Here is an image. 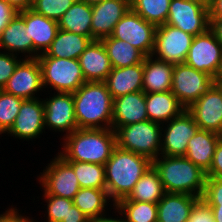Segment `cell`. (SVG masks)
Instances as JSON below:
<instances>
[{"instance_id": "6da1fadb", "label": "cell", "mask_w": 222, "mask_h": 222, "mask_svg": "<svg viewBox=\"0 0 222 222\" xmlns=\"http://www.w3.org/2000/svg\"><path fill=\"white\" fill-rule=\"evenodd\" d=\"M104 166L106 190L113 202L112 207H115L120 200L129 196L134 185L152 166V161L116 146Z\"/></svg>"}, {"instance_id": "7a4b0ae2", "label": "cell", "mask_w": 222, "mask_h": 222, "mask_svg": "<svg viewBox=\"0 0 222 222\" xmlns=\"http://www.w3.org/2000/svg\"><path fill=\"white\" fill-rule=\"evenodd\" d=\"M62 146L58 154L65 161L105 165L116 147V136L112 128L76 129L63 137Z\"/></svg>"}, {"instance_id": "3957f363", "label": "cell", "mask_w": 222, "mask_h": 222, "mask_svg": "<svg viewBox=\"0 0 222 222\" xmlns=\"http://www.w3.org/2000/svg\"><path fill=\"white\" fill-rule=\"evenodd\" d=\"M72 94L78 129L112 128L113 99L104 82H85Z\"/></svg>"}, {"instance_id": "277c9868", "label": "cell", "mask_w": 222, "mask_h": 222, "mask_svg": "<svg viewBox=\"0 0 222 222\" xmlns=\"http://www.w3.org/2000/svg\"><path fill=\"white\" fill-rule=\"evenodd\" d=\"M167 193H184L203 197L206 185V172L185 156L159 155L152 161Z\"/></svg>"}, {"instance_id": "5b68a950", "label": "cell", "mask_w": 222, "mask_h": 222, "mask_svg": "<svg viewBox=\"0 0 222 222\" xmlns=\"http://www.w3.org/2000/svg\"><path fill=\"white\" fill-rule=\"evenodd\" d=\"M116 146L155 160L161 152L162 125L146 120L114 130Z\"/></svg>"}, {"instance_id": "8992f818", "label": "cell", "mask_w": 222, "mask_h": 222, "mask_svg": "<svg viewBox=\"0 0 222 222\" xmlns=\"http://www.w3.org/2000/svg\"><path fill=\"white\" fill-rule=\"evenodd\" d=\"M42 71L44 88L55 92L77 91L85 82L81 66L77 59L37 57Z\"/></svg>"}, {"instance_id": "52a82bcc", "label": "cell", "mask_w": 222, "mask_h": 222, "mask_svg": "<svg viewBox=\"0 0 222 222\" xmlns=\"http://www.w3.org/2000/svg\"><path fill=\"white\" fill-rule=\"evenodd\" d=\"M214 85V77L209 74L198 71L186 63L174 64L171 92L186 109Z\"/></svg>"}, {"instance_id": "ba28073f", "label": "cell", "mask_w": 222, "mask_h": 222, "mask_svg": "<svg viewBox=\"0 0 222 222\" xmlns=\"http://www.w3.org/2000/svg\"><path fill=\"white\" fill-rule=\"evenodd\" d=\"M165 24L193 36L200 35L210 27L209 8L198 0H171Z\"/></svg>"}, {"instance_id": "9c48e42d", "label": "cell", "mask_w": 222, "mask_h": 222, "mask_svg": "<svg viewBox=\"0 0 222 222\" xmlns=\"http://www.w3.org/2000/svg\"><path fill=\"white\" fill-rule=\"evenodd\" d=\"M194 36L174 26H156L151 56L172 64L185 63Z\"/></svg>"}, {"instance_id": "30bf717a", "label": "cell", "mask_w": 222, "mask_h": 222, "mask_svg": "<svg viewBox=\"0 0 222 222\" xmlns=\"http://www.w3.org/2000/svg\"><path fill=\"white\" fill-rule=\"evenodd\" d=\"M47 164L43 172L37 176L42 185L43 195H55L74 199L80 185L73 168L57 153Z\"/></svg>"}, {"instance_id": "8fae6325", "label": "cell", "mask_w": 222, "mask_h": 222, "mask_svg": "<svg viewBox=\"0 0 222 222\" xmlns=\"http://www.w3.org/2000/svg\"><path fill=\"white\" fill-rule=\"evenodd\" d=\"M199 129L193 115L185 109L179 116L162 125L160 155L185 156L190 138Z\"/></svg>"}, {"instance_id": "7c38bea8", "label": "cell", "mask_w": 222, "mask_h": 222, "mask_svg": "<svg viewBox=\"0 0 222 222\" xmlns=\"http://www.w3.org/2000/svg\"><path fill=\"white\" fill-rule=\"evenodd\" d=\"M155 32L154 24L130 9L115 25L111 37L127 41L145 56H150L154 47Z\"/></svg>"}, {"instance_id": "4fadbf2b", "label": "cell", "mask_w": 222, "mask_h": 222, "mask_svg": "<svg viewBox=\"0 0 222 222\" xmlns=\"http://www.w3.org/2000/svg\"><path fill=\"white\" fill-rule=\"evenodd\" d=\"M221 60L222 45L210 29L194 36L185 60L187 65L215 77Z\"/></svg>"}, {"instance_id": "5bb4252c", "label": "cell", "mask_w": 222, "mask_h": 222, "mask_svg": "<svg viewBox=\"0 0 222 222\" xmlns=\"http://www.w3.org/2000/svg\"><path fill=\"white\" fill-rule=\"evenodd\" d=\"M52 96H49V99L47 97L46 99H42L44 103L45 129L49 128L55 132H65L64 137L78 129L73 94L54 91Z\"/></svg>"}, {"instance_id": "9a60e30c", "label": "cell", "mask_w": 222, "mask_h": 222, "mask_svg": "<svg viewBox=\"0 0 222 222\" xmlns=\"http://www.w3.org/2000/svg\"><path fill=\"white\" fill-rule=\"evenodd\" d=\"M42 71L38 58L22 59L14 74L2 90L23 99L39 98L37 92L43 91Z\"/></svg>"}, {"instance_id": "2e32d148", "label": "cell", "mask_w": 222, "mask_h": 222, "mask_svg": "<svg viewBox=\"0 0 222 222\" xmlns=\"http://www.w3.org/2000/svg\"><path fill=\"white\" fill-rule=\"evenodd\" d=\"M41 98L25 99L22 102L19 113L13 126L6 133L19 140L33 141L45 132L44 103Z\"/></svg>"}, {"instance_id": "e0dca14e", "label": "cell", "mask_w": 222, "mask_h": 222, "mask_svg": "<svg viewBox=\"0 0 222 222\" xmlns=\"http://www.w3.org/2000/svg\"><path fill=\"white\" fill-rule=\"evenodd\" d=\"M202 130L222 133V91L214 85L187 109Z\"/></svg>"}, {"instance_id": "ac0fdd59", "label": "cell", "mask_w": 222, "mask_h": 222, "mask_svg": "<svg viewBox=\"0 0 222 222\" xmlns=\"http://www.w3.org/2000/svg\"><path fill=\"white\" fill-rule=\"evenodd\" d=\"M131 9L130 0H103L92 6V40L111 36L115 25Z\"/></svg>"}, {"instance_id": "d6986e66", "label": "cell", "mask_w": 222, "mask_h": 222, "mask_svg": "<svg viewBox=\"0 0 222 222\" xmlns=\"http://www.w3.org/2000/svg\"><path fill=\"white\" fill-rule=\"evenodd\" d=\"M18 14L25 20V27L33 41V58H37L46 52L56 37L59 30L58 21L38 14L32 9L19 11Z\"/></svg>"}, {"instance_id": "ffe728a7", "label": "cell", "mask_w": 222, "mask_h": 222, "mask_svg": "<svg viewBox=\"0 0 222 222\" xmlns=\"http://www.w3.org/2000/svg\"><path fill=\"white\" fill-rule=\"evenodd\" d=\"M112 129L148 120L145 93L132 92L113 99Z\"/></svg>"}, {"instance_id": "44dd1931", "label": "cell", "mask_w": 222, "mask_h": 222, "mask_svg": "<svg viewBox=\"0 0 222 222\" xmlns=\"http://www.w3.org/2000/svg\"><path fill=\"white\" fill-rule=\"evenodd\" d=\"M86 82H104L112 70L101 40H92L78 58Z\"/></svg>"}, {"instance_id": "7402d4cb", "label": "cell", "mask_w": 222, "mask_h": 222, "mask_svg": "<svg viewBox=\"0 0 222 222\" xmlns=\"http://www.w3.org/2000/svg\"><path fill=\"white\" fill-rule=\"evenodd\" d=\"M0 50L17 56L22 53L25 59H33V41L25 27V20L18 13L0 36Z\"/></svg>"}, {"instance_id": "603a6c76", "label": "cell", "mask_w": 222, "mask_h": 222, "mask_svg": "<svg viewBox=\"0 0 222 222\" xmlns=\"http://www.w3.org/2000/svg\"><path fill=\"white\" fill-rule=\"evenodd\" d=\"M104 83L112 99L143 91V62L123 68H112Z\"/></svg>"}, {"instance_id": "cb8c5ba5", "label": "cell", "mask_w": 222, "mask_h": 222, "mask_svg": "<svg viewBox=\"0 0 222 222\" xmlns=\"http://www.w3.org/2000/svg\"><path fill=\"white\" fill-rule=\"evenodd\" d=\"M174 64L146 56L143 60V92H168L172 90Z\"/></svg>"}, {"instance_id": "d4e9b609", "label": "cell", "mask_w": 222, "mask_h": 222, "mask_svg": "<svg viewBox=\"0 0 222 222\" xmlns=\"http://www.w3.org/2000/svg\"><path fill=\"white\" fill-rule=\"evenodd\" d=\"M199 197L184 193H165L157 203V222H187Z\"/></svg>"}, {"instance_id": "484cf974", "label": "cell", "mask_w": 222, "mask_h": 222, "mask_svg": "<svg viewBox=\"0 0 222 222\" xmlns=\"http://www.w3.org/2000/svg\"><path fill=\"white\" fill-rule=\"evenodd\" d=\"M145 101L148 120L161 125L186 109L171 91L145 93Z\"/></svg>"}, {"instance_id": "4316f807", "label": "cell", "mask_w": 222, "mask_h": 222, "mask_svg": "<svg viewBox=\"0 0 222 222\" xmlns=\"http://www.w3.org/2000/svg\"><path fill=\"white\" fill-rule=\"evenodd\" d=\"M220 140V134L199 129L190 138L185 157L207 172L212 164L215 148Z\"/></svg>"}, {"instance_id": "83f0119b", "label": "cell", "mask_w": 222, "mask_h": 222, "mask_svg": "<svg viewBox=\"0 0 222 222\" xmlns=\"http://www.w3.org/2000/svg\"><path fill=\"white\" fill-rule=\"evenodd\" d=\"M91 41L90 37L59 29L50 47L38 57L78 60Z\"/></svg>"}, {"instance_id": "f1b7e54d", "label": "cell", "mask_w": 222, "mask_h": 222, "mask_svg": "<svg viewBox=\"0 0 222 222\" xmlns=\"http://www.w3.org/2000/svg\"><path fill=\"white\" fill-rule=\"evenodd\" d=\"M91 21L92 6L82 1H75L58 20V26L61 30L84 35L92 39Z\"/></svg>"}, {"instance_id": "f546056e", "label": "cell", "mask_w": 222, "mask_h": 222, "mask_svg": "<svg viewBox=\"0 0 222 222\" xmlns=\"http://www.w3.org/2000/svg\"><path fill=\"white\" fill-rule=\"evenodd\" d=\"M110 58L112 68H123L142 63L146 57L140 50L129 42L111 36L101 40Z\"/></svg>"}, {"instance_id": "4dcf8cb0", "label": "cell", "mask_w": 222, "mask_h": 222, "mask_svg": "<svg viewBox=\"0 0 222 222\" xmlns=\"http://www.w3.org/2000/svg\"><path fill=\"white\" fill-rule=\"evenodd\" d=\"M47 203L44 222H89L90 219L74 205L73 200L55 195H43Z\"/></svg>"}, {"instance_id": "1f68e13d", "label": "cell", "mask_w": 222, "mask_h": 222, "mask_svg": "<svg viewBox=\"0 0 222 222\" xmlns=\"http://www.w3.org/2000/svg\"><path fill=\"white\" fill-rule=\"evenodd\" d=\"M165 193L158 172L151 166L134 185L127 199L131 201L158 203Z\"/></svg>"}, {"instance_id": "d6a6232c", "label": "cell", "mask_w": 222, "mask_h": 222, "mask_svg": "<svg viewBox=\"0 0 222 222\" xmlns=\"http://www.w3.org/2000/svg\"><path fill=\"white\" fill-rule=\"evenodd\" d=\"M111 200L106 189L80 188L73 199L77 206L90 220L106 215L105 209Z\"/></svg>"}, {"instance_id": "836d02e7", "label": "cell", "mask_w": 222, "mask_h": 222, "mask_svg": "<svg viewBox=\"0 0 222 222\" xmlns=\"http://www.w3.org/2000/svg\"><path fill=\"white\" fill-rule=\"evenodd\" d=\"M111 209H115V213L122 214L127 222H157V203L131 201L124 198Z\"/></svg>"}, {"instance_id": "e575fe53", "label": "cell", "mask_w": 222, "mask_h": 222, "mask_svg": "<svg viewBox=\"0 0 222 222\" xmlns=\"http://www.w3.org/2000/svg\"><path fill=\"white\" fill-rule=\"evenodd\" d=\"M66 162L73 168L80 188L106 189L104 165L78 161Z\"/></svg>"}, {"instance_id": "d590c367", "label": "cell", "mask_w": 222, "mask_h": 222, "mask_svg": "<svg viewBox=\"0 0 222 222\" xmlns=\"http://www.w3.org/2000/svg\"><path fill=\"white\" fill-rule=\"evenodd\" d=\"M171 0H130L131 10L155 26L165 24Z\"/></svg>"}, {"instance_id": "8d00e7d4", "label": "cell", "mask_w": 222, "mask_h": 222, "mask_svg": "<svg viewBox=\"0 0 222 222\" xmlns=\"http://www.w3.org/2000/svg\"><path fill=\"white\" fill-rule=\"evenodd\" d=\"M24 100L0 90V135L6 134L13 126Z\"/></svg>"}, {"instance_id": "74e56055", "label": "cell", "mask_w": 222, "mask_h": 222, "mask_svg": "<svg viewBox=\"0 0 222 222\" xmlns=\"http://www.w3.org/2000/svg\"><path fill=\"white\" fill-rule=\"evenodd\" d=\"M74 2V0H33L31 9L38 14L58 21Z\"/></svg>"}, {"instance_id": "f35d334b", "label": "cell", "mask_w": 222, "mask_h": 222, "mask_svg": "<svg viewBox=\"0 0 222 222\" xmlns=\"http://www.w3.org/2000/svg\"><path fill=\"white\" fill-rule=\"evenodd\" d=\"M203 200L211 209L222 210V178H206Z\"/></svg>"}, {"instance_id": "ab89813d", "label": "cell", "mask_w": 222, "mask_h": 222, "mask_svg": "<svg viewBox=\"0 0 222 222\" xmlns=\"http://www.w3.org/2000/svg\"><path fill=\"white\" fill-rule=\"evenodd\" d=\"M11 53L0 50V90L4 88L8 79L14 74L18 63L23 59ZM19 58V59H18Z\"/></svg>"}, {"instance_id": "60d3db41", "label": "cell", "mask_w": 222, "mask_h": 222, "mask_svg": "<svg viewBox=\"0 0 222 222\" xmlns=\"http://www.w3.org/2000/svg\"><path fill=\"white\" fill-rule=\"evenodd\" d=\"M187 222H214L211 207L203 198L195 203Z\"/></svg>"}, {"instance_id": "b9f144b4", "label": "cell", "mask_w": 222, "mask_h": 222, "mask_svg": "<svg viewBox=\"0 0 222 222\" xmlns=\"http://www.w3.org/2000/svg\"><path fill=\"white\" fill-rule=\"evenodd\" d=\"M206 177L222 178V140H220L215 148L214 157Z\"/></svg>"}, {"instance_id": "7bdbcfd3", "label": "cell", "mask_w": 222, "mask_h": 222, "mask_svg": "<svg viewBox=\"0 0 222 222\" xmlns=\"http://www.w3.org/2000/svg\"><path fill=\"white\" fill-rule=\"evenodd\" d=\"M18 12L5 0H0V36Z\"/></svg>"}, {"instance_id": "ee69618b", "label": "cell", "mask_w": 222, "mask_h": 222, "mask_svg": "<svg viewBox=\"0 0 222 222\" xmlns=\"http://www.w3.org/2000/svg\"><path fill=\"white\" fill-rule=\"evenodd\" d=\"M0 222H32V218L19 214L17 207L13 208L12 205V207L0 214Z\"/></svg>"}, {"instance_id": "f6af8a7d", "label": "cell", "mask_w": 222, "mask_h": 222, "mask_svg": "<svg viewBox=\"0 0 222 222\" xmlns=\"http://www.w3.org/2000/svg\"><path fill=\"white\" fill-rule=\"evenodd\" d=\"M210 27L209 29L214 33L217 40L222 45V18H209Z\"/></svg>"}, {"instance_id": "bcb514c9", "label": "cell", "mask_w": 222, "mask_h": 222, "mask_svg": "<svg viewBox=\"0 0 222 222\" xmlns=\"http://www.w3.org/2000/svg\"><path fill=\"white\" fill-rule=\"evenodd\" d=\"M208 8L209 18H222V0H212Z\"/></svg>"}, {"instance_id": "7dc6e473", "label": "cell", "mask_w": 222, "mask_h": 222, "mask_svg": "<svg viewBox=\"0 0 222 222\" xmlns=\"http://www.w3.org/2000/svg\"><path fill=\"white\" fill-rule=\"evenodd\" d=\"M9 3L17 12L31 9L33 0H5Z\"/></svg>"}, {"instance_id": "c3c4849f", "label": "cell", "mask_w": 222, "mask_h": 222, "mask_svg": "<svg viewBox=\"0 0 222 222\" xmlns=\"http://www.w3.org/2000/svg\"><path fill=\"white\" fill-rule=\"evenodd\" d=\"M89 222H127V220L125 219L123 215L117 218L116 217L113 218L111 216L107 217L106 215H104V216L97 217L95 219H91Z\"/></svg>"}, {"instance_id": "681fc988", "label": "cell", "mask_w": 222, "mask_h": 222, "mask_svg": "<svg viewBox=\"0 0 222 222\" xmlns=\"http://www.w3.org/2000/svg\"><path fill=\"white\" fill-rule=\"evenodd\" d=\"M213 214L214 222H222V210L220 209H211Z\"/></svg>"}, {"instance_id": "f907efd6", "label": "cell", "mask_w": 222, "mask_h": 222, "mask_svg": "<svg viewBox=\"0 0 222 222\" xmlns=\"http://www.w3.org/2000/svg\"><path fill=\"white\" fill-rule=\"evenodd\" d=\"M215 83H222V60L220 63V67L219 70L216 74V76L214 77Z\"/></svg>"}, {"instance_id": "816d5d0a", "label": "cell", "mask_w": 222, "mask_h": 222, "mask_svg": "<svg viewBox=\"0 0 222 222\" xmlns=\"http://www.w3.org/2000/svg\"><path fill=\"white\" fill-rule=\"evenodd\" d=\"M78 1H82L90 6H93V5L99 4L103 0H78Z\"/></svg>"}, {"instance_id": "f5cc1de1", "label": "cell", "mask_w": 222, "mask_h": 222, "mask_svg": "<svg viewBox=\"0 0 222 222\" xmlns=\"http://www.w3.org/2000/svg\"><path fill=\"white\" fill-rule=\"evenodd\" d=\"M198 1H201L208 6L212 0H198Z\"/></svg>"}, {"instance_id": "db71d44e", "label": "cell", "mask_w": 222, "mask_h": 222, "mask_svg": "<svg viewBox=\"0 0 222 222\" xmlns=\"http://www.w3.org/2000/svg\"><path fill=\"white\" fill-rule=\"evenodd\" d=\"M215 85H217L222 91V83H215Z\"/></svg>"}]
</instances>
